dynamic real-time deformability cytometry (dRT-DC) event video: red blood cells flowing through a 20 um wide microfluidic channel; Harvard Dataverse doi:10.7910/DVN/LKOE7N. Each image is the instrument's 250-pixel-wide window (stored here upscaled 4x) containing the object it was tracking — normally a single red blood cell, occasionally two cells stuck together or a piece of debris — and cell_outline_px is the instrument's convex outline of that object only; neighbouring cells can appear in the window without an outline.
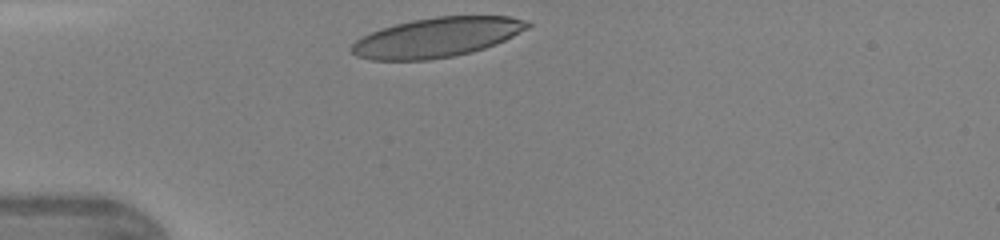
{"species": "human", "species_latin": "Homo sapiens", "temperature_condition": "warm", "stored_images_in_passage": 26, "camera_frame_rate_fps": 3000, "um_per_image_px": 0.085, "donor": {"sex": "female"}, "frame": {"image": 1, "passage_image": 1, "time_ms": 0.0, "image_size_px": [1000, 240], "cell_outline_px": [[532, 24], [528, 28], [496, 44], [472, 52], [452, 56], [428, 60], [372, 60], [356, 56], [348, 48], [356, 40], [380, 28], [412, 20], [436, 16], [508, 16], [528, 20]], "centroid_in_image_um": [37.13, 3.18], "position_along_channel_um": 47.9, "area_um2": 40.58}}
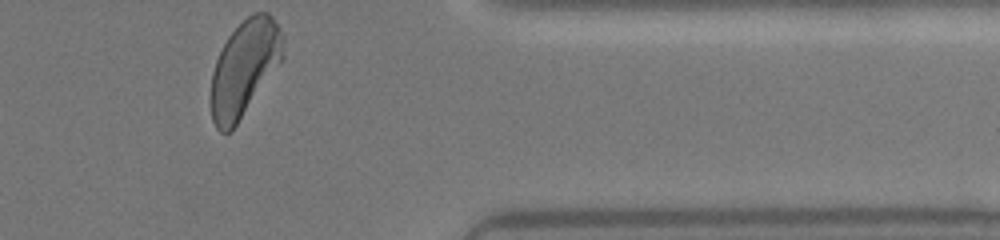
{"frame": {"image": 2, "passage_image": 26, "time_ms": 8.333, "image_size_px": [1000, 240], "cell_outline_px": [[284, 56], [232, 132], [220, 132], [216, 128], [212, 120], [212, 72], [216, 60], [228, 36], [252, 12], [268, 12], [272, 16], [280, 28]], "centroid_in_image_um": [20.77, 5.8], "position_along_channel_um": 390.6, "area_um2": 39.59}}